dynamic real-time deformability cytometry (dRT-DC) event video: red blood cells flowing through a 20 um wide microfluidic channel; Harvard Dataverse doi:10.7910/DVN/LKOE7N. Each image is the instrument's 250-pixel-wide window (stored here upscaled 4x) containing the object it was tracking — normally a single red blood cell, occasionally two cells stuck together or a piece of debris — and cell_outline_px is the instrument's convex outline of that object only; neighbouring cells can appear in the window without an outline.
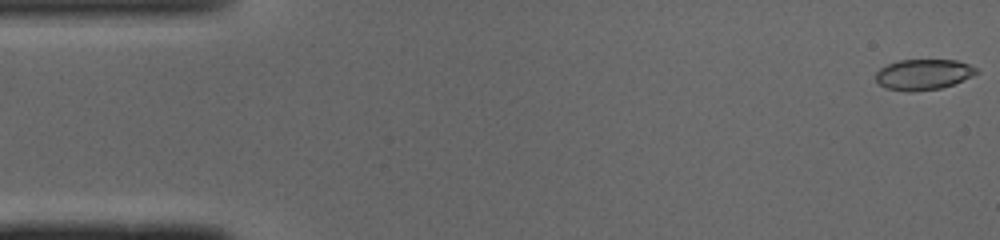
{"species": "common noctule bat (a hibernating species)", "species_latin": "Nyctalus noctula", "temperature_condition": "cold", "stored_images_in_passage": 49, "camera_frame_rate_fps": 3000, "um_per_image_px": 0.085, "animal": {"sex": "male", "body_mass_g": 19.0, "forearm_length_mm": 50.8}, "frame": {"image": 1, "passage_image": 1, "time_ms": 0.0, "image_size_px": [1000, 240], "cell_outline_px": [[980, 72], [972, 76], [952, 84], [940, 88], [912, 92], [908, 92], [884, 88], [876, 80], [876, 72], [880, 68], [888, 64], [900, 60], [956, 60], [968, 64], [976, 68]], "centroid_in_image_um": [78.47, 6.33], "position_along_channel_um": 6.5, "area_um2": 17.92}}
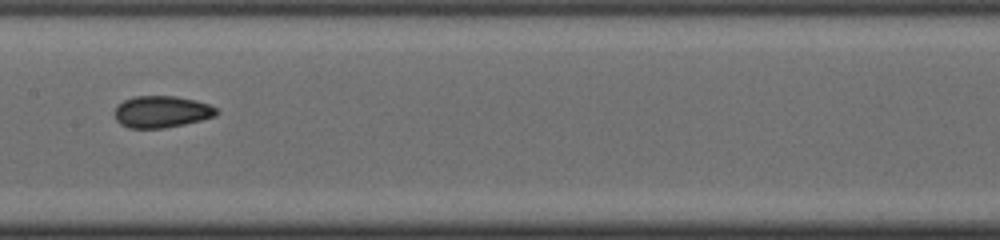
{"frame": {"image": 2, "passage_image": 24, "time_ms": 7.667, "image_size_px": [1000, 240], "cell_outline_px": [[220, 112], [216, 116], [184, 124], [164, 128], [128, 128], [120, 124], [116, 120], [116, 108], [124, 100], [136, 96], [176, 96], [196, 100], [208, 104], [216, 108]], "centroid_in_image_um": [13.77, 9.5], "position_along_channel_um": 193.6, "area_um2": 18.79}}
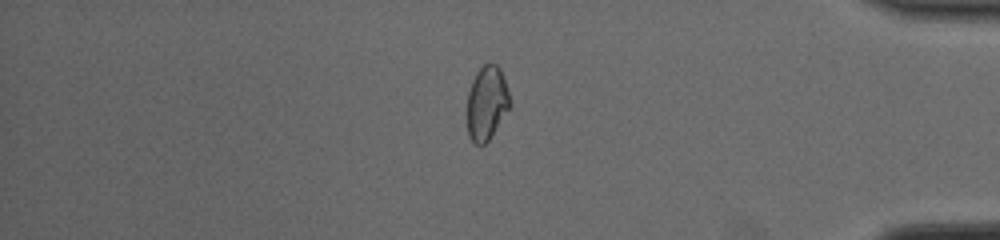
{"frame": {"image": 3, "passage_image": 41, "time_ms": 13.333, "image_size_px": [1000, 240], "cell_outline_px": [[508, 108], [488, 140], [484, 144], [476, 144], [468, 136], [468, 92], [472, 80], [476, 72], [484, 64], [496, 64], [500, 68], [508, 92]], "centroid_in_image_um": [41.34, 8.73], "position_along_channel_um": 393.9, "area_um2": 17.74}, "authors_computed_cell_mechanics": {"area_um2": 18.8428, "velocity_mm_per_s": 4.1212, "shape_relaxation_time_tau1_ms": null, "shape_relaxation_time_tau2_ms": 1.7861, "deformation_change_tau1": null, "deformation_change_tau2": 0.0687}}